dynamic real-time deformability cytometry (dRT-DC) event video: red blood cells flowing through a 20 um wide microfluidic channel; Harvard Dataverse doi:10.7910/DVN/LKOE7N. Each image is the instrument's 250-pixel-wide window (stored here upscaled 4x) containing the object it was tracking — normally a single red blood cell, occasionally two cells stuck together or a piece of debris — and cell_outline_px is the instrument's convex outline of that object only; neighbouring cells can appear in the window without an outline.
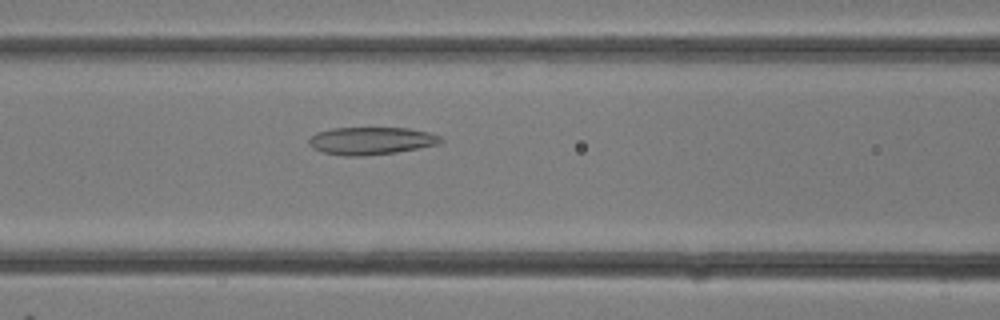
{"species": "common noctule bat (a hibernating species)", "species_latin": "Nyctalus noctula", "temperature_condition": "room temperature", "stored_images_in_passage": 29, "camera_frame_rate_fps": 3000, "um_per_image_px": 0.085, "animal": {"sex": "female"}, "frame": {"image": 1, "passage_image": 13, "time_ms": 4.0, "image_size_px": [1000, 320], "cell_outline_px": [[444, 140], [440, 144], [396, 152], [364, 156], [344, 156], [320, 152], [312, 148], [308, 144], [308, 140], [316, 132], [332, 128], [408, 128], [428, 132], [440, 136]], "centroid_in_image_um": [31.52, 11.97], "position_along_channel_um": 135.1, "area_um2": 21.33}}
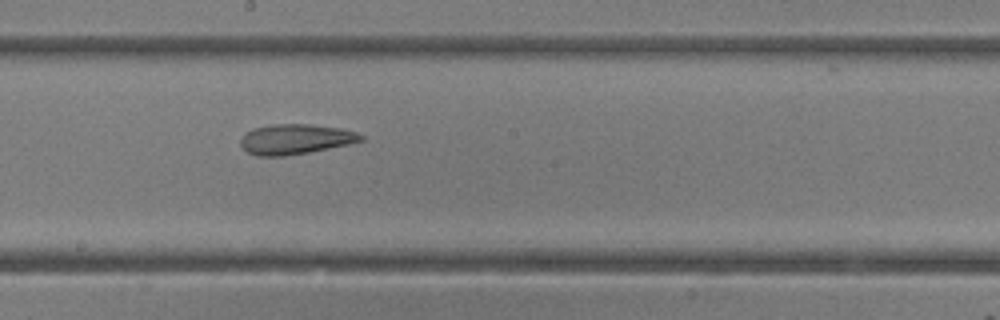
{"frame": {"image": 2, "passage_image": 17, "time_ms": 5.333, "image_size_px": [1000, 320], "cell_outline_px": [[364, 140], [348, 144], [308, 152], [284, 156], [256, 156], [248, 152], [240, 144], [240, 140], [252, 128], [272, 124], [308, 124], [340, 128], [356, 132], [364, 136]], "centroid_in_image_um": [25.11, 11.83], "position_along_channel_um": 223.1, "area_um2": 20.92}}
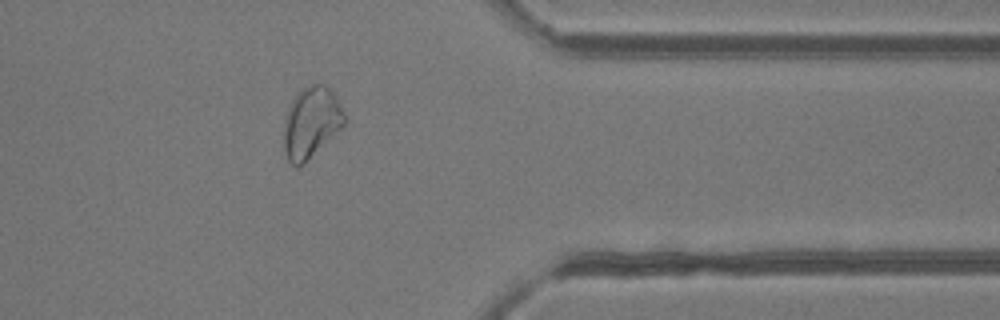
{"frame": {"image": 3, "passage_image": 25, "time_ms": 8.0, "image_size_px": [1000, 320], "cell_outline_px": [[348, 120], [304, 164], [296, 168], [288, 160], [284, 152], [284, 124], [288, 108], [296, 92], [308, 84], [324, 84], [336, 96]], "centroid_in_image_um": [26.44, 10.4], "position_along_channel_um": 385.0, "area_um2": 25.09}}